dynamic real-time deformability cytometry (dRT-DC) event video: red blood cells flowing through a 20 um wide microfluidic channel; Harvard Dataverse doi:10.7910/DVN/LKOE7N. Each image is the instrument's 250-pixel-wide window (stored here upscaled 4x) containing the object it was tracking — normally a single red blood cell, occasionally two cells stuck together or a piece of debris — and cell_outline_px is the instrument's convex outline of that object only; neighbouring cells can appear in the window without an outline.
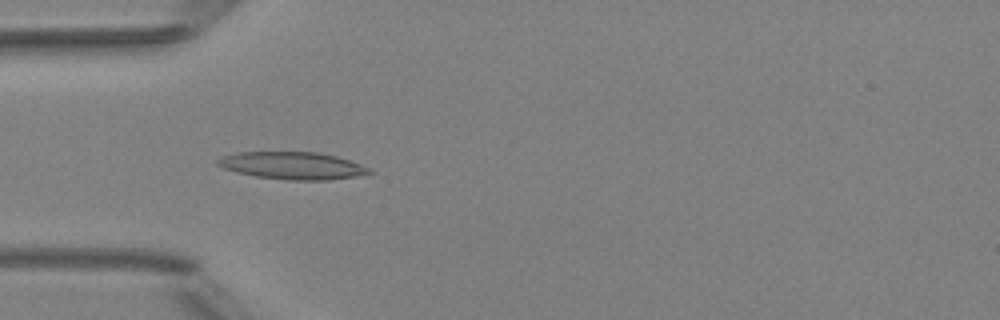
{"species": "Egyptian fruit bat (a non-hibernating species)", "species_latin": "Rousettus aegyptiacus", "temperature_condition": "room temperature", "stored_images_in_passage": 5, "camera_frame_rate_fps": 3000, "um_per_image_px": 0.085, "animal": {"sex": "female"}, "frame": {"image": 1, "passage_image": 5, "time_ms": 4.667, "image_size_px": [1000, 320], "cell_outline_px": [[376, 172], [328, 180], [288, 180], [256, 176], [236, 172], [224, 168], [216, 164], [216, 160], [224, 156], [236, 152], [320, 152], [336, 156], [372, 168]], "centroid_in_image_um": [24.87, 14.07], "position_along_channel_um": 60.1, "area_um2": 24.1}}